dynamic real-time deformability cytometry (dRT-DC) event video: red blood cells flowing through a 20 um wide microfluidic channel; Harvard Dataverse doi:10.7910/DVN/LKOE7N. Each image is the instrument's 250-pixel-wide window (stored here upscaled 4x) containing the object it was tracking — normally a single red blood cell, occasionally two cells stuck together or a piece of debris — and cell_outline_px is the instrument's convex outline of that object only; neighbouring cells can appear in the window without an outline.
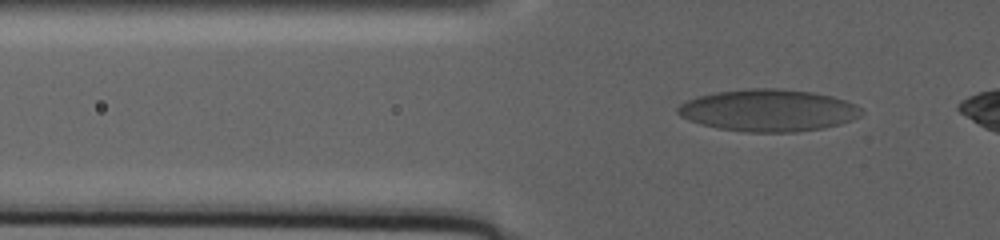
{"species": "human", "species_latin": "Homo sapiens", "temperature_condition": "warm", "stored_images_in_passage": 47, "camera_frame_rate_fps": 3000, "um_per_image_px": 0.085, "donor": {"sex": "male"}, "frame": {"image": 1, "passage_image": 18, "time_ms": 4.333, "image_size_px": [1000, 240], "cell_outline_px": [[864, 112], [860, 116], [852, 120], [840, 124], [824, 128], [796, 132], [748, 132], [720, 128], [700, 124], [688, 120], [680, 116], [676, 112], [676, 108], [680, 104], [696, 96], [716, 92], [748, 88], [780, 88], [812, 92], [832, 96], [856, 104]], "centroid_in_image_um": [65.31, 9.38], "position_along_channel_um": 60.5, "area_um2": 45.2}}
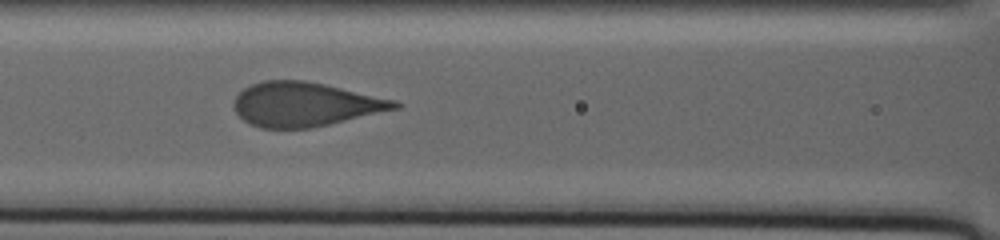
{"frame": {"image": 2, "passage_image": 36, "time_ms": 9.333, "image_size_px": [1000, 240], "cell_outline_px": [[400, 108], [328, 124], [308, 128], [260, 128], [244, 120], [236, 112], [232, 104], [236, 96], [248, 84], [264, 80], [304, 80], [324, 84], [396, 100], [400, 104]], "centroid_in_image_um": [25.89, 8.85], "position_along_channel_um": 140.7, "area_um2": 41.15}}
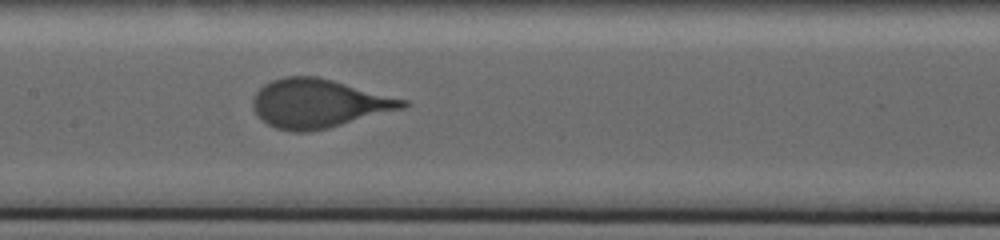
{"frame": {"image": 3, "passage_image": 46, "time_ms": 11.333, "image_size_px": [1000, 240], "cell_outline_px": [[412, 104], [404, 108], [328, 128], [308, 132], [292, 132], [276, 128], [260, 120], [256, 116], [252, 108], [252, 96], [264, 84], [272, 80], [284, 76], [316, 76], [332, 80], [408, 100]], "centroid_in_image_um": [27.04, 8.8], "position_along_channel_um": 180.4, "area_um2": 42.71}}